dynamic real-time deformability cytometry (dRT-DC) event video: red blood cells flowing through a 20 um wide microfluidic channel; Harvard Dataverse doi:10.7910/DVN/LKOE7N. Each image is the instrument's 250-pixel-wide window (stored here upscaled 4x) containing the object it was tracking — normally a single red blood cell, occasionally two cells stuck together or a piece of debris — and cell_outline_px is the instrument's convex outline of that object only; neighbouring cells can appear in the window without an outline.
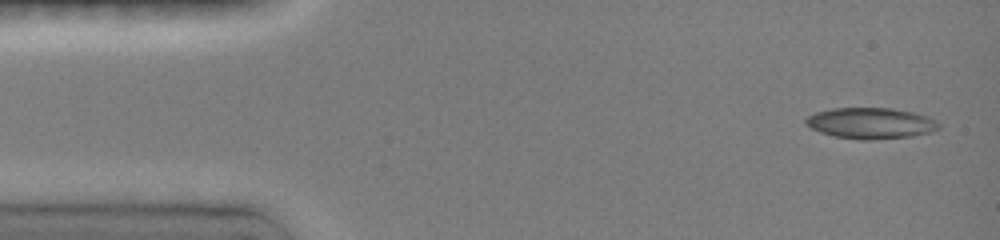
{"species": "common noctule bat (a hibernating species)", "species_latin": "Nyctalus noctula", "temperature_condition": "room temperature", "stored_images_in_passage": 12, "camera_frame_rate_fps": 3000, "um_per_image_px": 0.085, "animal": {"sex": "female", "body_mass_g": 19.0, "forearm_length_mm": 51.5}, "frame": {"image": 1, "passage_image": 1, "time_ms": 0.0, "image_size_px": [1000, 240], "cell_outline_px": [[940, 128], [932, 132], [912, 136], [868, 140], [860, 140], [832, 136], [820, 132], [804, 124], [804, 120], [808, 116], [816, 112], [832, 108], [892, 108], [912, 112], [928, 116], [936, 120], [940, 124]], "centroid_in_image_um": [74.02, 10.47], "position_along_channel_um": 11.0, "area_um2": 24.22}}
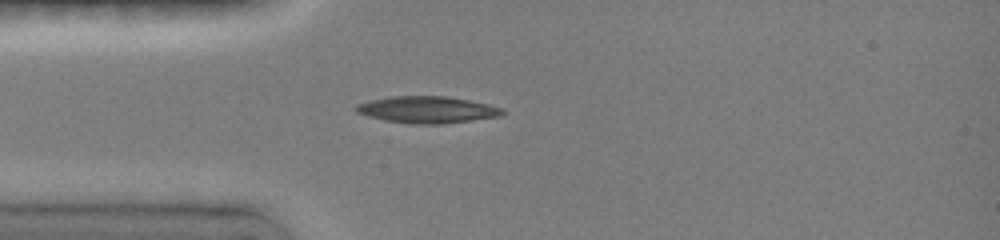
{"frame": {"image": 2, "passage_image": 9, "time_ms": 3.333, "image_size_px": [1000, 240], "cell_outline_px": [[504, 112], [500, 116], [440, 124], [412, 124], [384, 120], [368, 116], [356, 112], [352, 108], [356, 104], [368, 100], [392, 96], [448, 96], [488, 104], [504, 108]], "centroid_in_image_um": [36.26, 9.32], "position_along_channel_um": 48.7, "area_um2": 22.89}}